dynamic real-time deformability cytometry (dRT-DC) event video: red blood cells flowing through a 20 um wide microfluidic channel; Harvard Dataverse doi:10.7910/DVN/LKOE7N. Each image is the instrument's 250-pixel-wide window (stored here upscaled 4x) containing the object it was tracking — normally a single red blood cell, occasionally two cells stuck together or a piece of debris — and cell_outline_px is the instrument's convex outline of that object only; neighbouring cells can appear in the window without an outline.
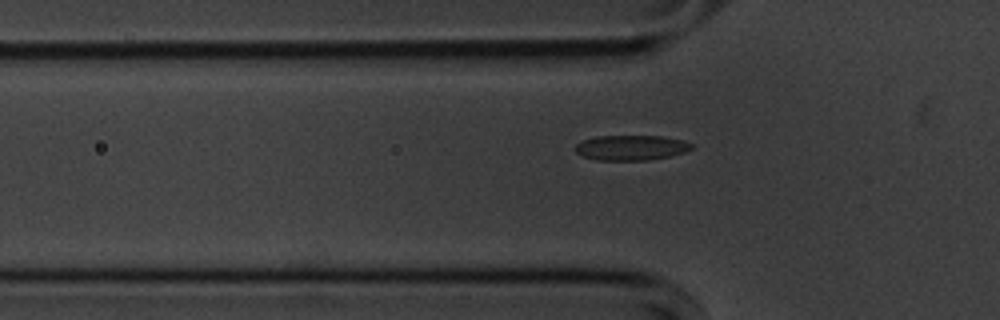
{"species": "common noctule bat (a hibernating species)", "species_latin": "Nyctalus noctula", "temperature_condition": "cold", "stored_images_in_passage": 44, "segment_of_instrument_passage": [1, 2], "camera_frame_rate_fps": 3000, "um_per_image_px": 0.085, "animal": {"sex": "male", "body_mass_g": 20.1, "forearm_length_mm": 53.5}, "frame": {"image": 1, "passage_image": 12, "time_ms": 3.667, "image_size_px": [1000, 320], "cell_outline_px": [[692, 148], [684, 152], [668, 156], [648, 160], [596, 160], [580, 156], [576, 152], [576, 144], [584, 140], [596, 136], [660, 136], [684, 140], [692, 144]], "centroid_in_image_um": [53.62, 12.55], "position_along_channel_um": 72.2, "area_um2": 16.94}}
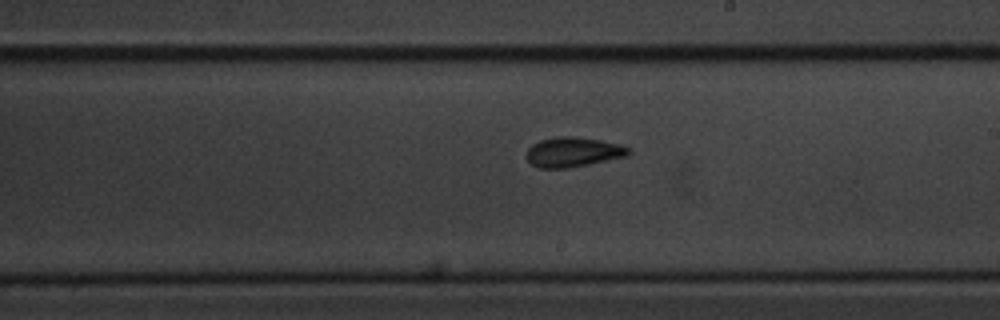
{"frame": {"image": 2, "passage_image": 26, "time_ms": 8.333, "image_size_px": [1000, 320], "cell_outline_px": [[632, 152], [628, 156], [568, 168], [536, 168], [528, 160], [528, 148], [532, 144], [540, 140], [556, 136], [576, 136], [600, 140], [620, 144], [632, 148]], "centroid_in_image_um": [48.75, 12.91], "position_along_channel_um": 240.2, "area_um2": 17.86}}
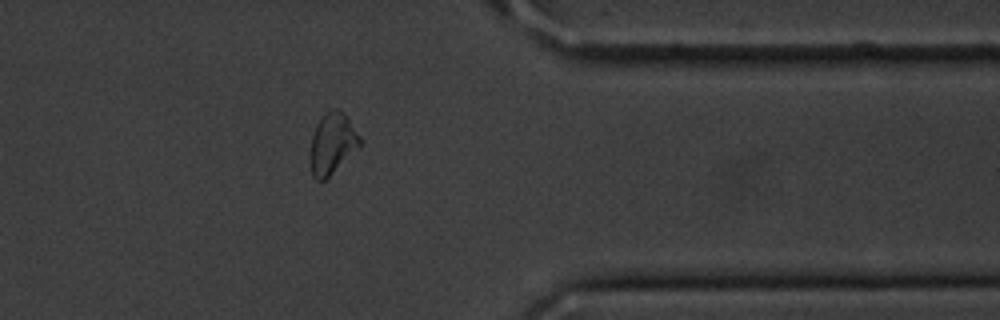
{"frame": {"image": 3, "passage_image": 39, "time_ms": 12.667, "image_size_px": [1000, 320], "cell_outline_px": [[360, 144], [324, 180], [316, 180], [312, 176], [308, 160], [312, 136], [316, 124], [332, 108], [336, 108], [344, 112], [348, 116], [360, 136]], "centroid_in_image_um": [28.2, 12.18], "position_along_channel_um": 383.2, "area_um2": 17.4}}